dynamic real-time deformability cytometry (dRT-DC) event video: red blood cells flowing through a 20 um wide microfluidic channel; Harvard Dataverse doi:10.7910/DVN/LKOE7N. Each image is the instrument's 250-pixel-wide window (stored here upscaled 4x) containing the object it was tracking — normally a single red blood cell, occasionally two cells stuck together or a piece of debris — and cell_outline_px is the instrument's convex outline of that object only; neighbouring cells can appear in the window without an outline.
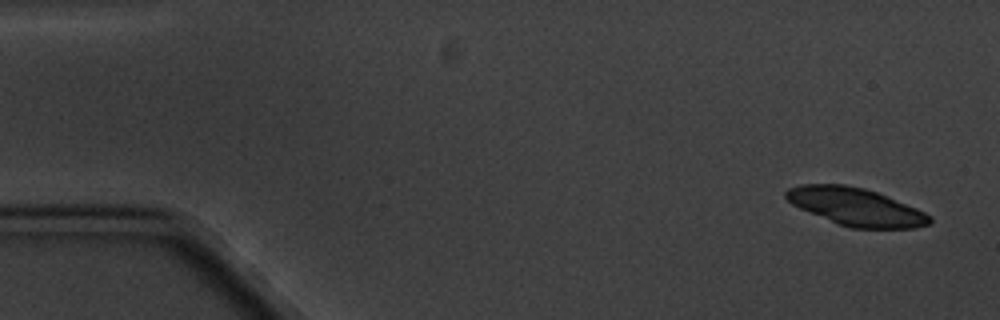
{"species": "common noctule bat (a hibernating species)", "species_latin": "Nyctalus noctula", "temperature_condition": "cold", "stored_images_in_passage": 5, "camera_frame_rate_fps": 3000, "um_per_image_px": 0.085, "animal": {"sex": "male", "body_mass_g": 20.1, "forearm_length_mm": 53.5}, "frame": {"image": 1, "passage_image": 1, "time_ms": 0.0, "image_size_px": [1000, 320], "cell_outline_px": [[932, 224], [916, 228], [852, 228], [840, 224], [800, 208], [792, 204], [784, 196], [784, 192], [788, 188], [800, 184], [844, 184], [864, 188], [876, 192], [916, 208], [932, 216]], "centroid_in_image_um": [72.76, 17.57], "position_along_channel_um": 12.2, "area_um2": 31.27}}